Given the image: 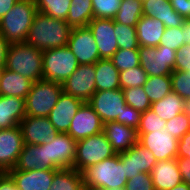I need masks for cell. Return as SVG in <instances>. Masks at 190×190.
Wrapping results in <instances>:
<instances>
[{
    "label": "cell",
    "mask_w": 190,
    "mask_h": 190,
    "mask_svg": "<svg viewBox=\"0 0 190 190\" xmlns=\"http://www.w3.org/2000/svg\"><path fill=\"white\" fill-rule=\"evenodd\" d=\"M71 29L72 27L66 21L37 12L25 43L41 51L65 47L69 41Z\"/></svg>",
    "instance_id": "cell-1"
},
{
    "label": "cell",
    "mask_w": 190,
    "mask_h": 190,
    "mask_svg": "<svg viewBox=\"0 0 190 190\" xmlns=\"http://www.w3.org/2000/svg\"><path fill=\"white\" fill-rule=\"evenodd\" d=\"M37 12L34 0H19L0 20V34L9 44L24 43Z\"/></svg>",
    "instance_id": "cell-2"
},
{
    "label": "cell",
    "mask_w": 190,
    "mask_h": 190,
    "mask_svg": "<svg viewBox=\"0 0 190 190\" xmlns=\"http://www.w3.org/2000/svg\"><path fill=\"white\" fill-rule=\"evenodd\" d=\"M43 51L27 43L10 44L7 51L5 68L33 82L43 79Z\"/></svg>",
    "instance_id": "cell-3"
},
{
    "label": "cell",
    "mask_w": 190,
    "mask_h": 190,
    "mask_svg": "<svg viewBox=\"0 0 190 190\" xmlns=\"http://www.w3.org/2000/svg\"><path fill=\"white\" fill-rule=\"evenodd\" d=\"M84 185L103 189L125 188L127 178L120 153L82 171Z\"/></svg>",
    "instance_id": "cell-4"
},
{
    "label": "cell",
    "mask_w": 190,
    "mask_h": 190,
    "mask_svg": "<svg viewBox=\"0 0 190 190\" xmlns=\"http://www.w3.org/2000/svg\"><path fill=\"white\" fill-rule=\"evenodd\" d=\"M62 92L61 83L44 79L34 82L25 99L26 115L47 117L57 104Z\"/></svg>",
    "instance_id": "cell-5"
},
{
    "label": "cell",
    "mask_w": 190,
    "mask_h": 190,
    "mask_svg": "<svg viewBox=\"0 0 190 190\" xmlns=\"http://www.w3.org/2000/svg\"><path fill=\"white\" fill-rule=\"evenodd\" d=\"M43 79L63 84L79 66L78 60L67 47L43 51Z\"/></svg>",
    "instance_id": "cell-6"
},
{
    "label": "cell",
    "mask_w": 190,
    "mask_h": 190,
    "mask_svg": "<svg viewBox=\"0 0 190 190\" xmlns=\"http://www.w3.org/2000/svg\"><path fill=\"white\" fill-rule=\"evenodd\" d=\"M116 155L104 132L77 141L73 168L82 172L87 167Z\"/></svg>",
    "instance_id": "cell-7"
},
{
    "label": "cell",
    "mask_w": 190,
    "mask_h": 190,
    "mask_svg": "<svg viewBox=\"0 0 190 190\" xmlns=\"http://www.w3.org/2000/svg\"><path fill=\"white\" fill-rule=\"evenodd\" d=\"M140 66L148 76H170L174 70L176 50L165 46H139Z\"/></svg>",
    "instance_id": "cell-8"
},
{
    "label": "cell",
    "mask_w": 190,
    "mask_h": 190,
    "mask_svg": "<svg viewBox=\"0 0 190 190\" xmlns=\"http://www.w3.org/2000/svg\"><path fill=\"white\" fill-rule=\"evenodd\" d=\"M105 124L108 121L122 123V113L127 105L121 88L96 91L87 101Z\"/></svg>",
    "instance_id": "cell-9"
},
{
    "label": "cell",
    "mask_w": 190,
    "mask_h": 190,
    "mask_svg": "<svg viewBox=\"0 0 190 190\" xmlns=\"http://www.w3.org/2000/svg\"><path fill=\"white\" fill-rule=\"evenodd\" d=\"M95 64H81L62 84L63 92L87 102L96 92Z\"/></svg>",
    "instance_id": "cell-10"
},
{
    "label": "cell",
    "mask_w": 190,
    "mask_h": 190,
    "mask_svg": "<svg viewBox=\"0 0 190 190\" xmlns=\"http://www.w3.org/2000/svg\"><path fill=\"white\" fill-rule=\"evenodd\" d=\"M67 47L81 64H95L100 58L92 31L88 26L72 28Z\"/></svg>",
    "instance_id": "cell-11"
},
{
    "label": "cell",
    "mask_w": 190,
    "mask_h": 190,
    "mask_svg": "<svg viewBox=\"0 0 190 190\" xmlns=\"http://www.w3.org/2000/svg\"><path fill=\"white\" fill-rule=\"evenodd\" d=\"M138 143L153 153L157 161L177 158L178 139L166 127L150 133H138Z\"/></svg>",
    "instance_id": "cell-12"
},
{
    "label": "cell",
    "mask_w": 190,
    "mask_h": 190,
    "mask_svg": "<svg viewBox=\"0 0 190 190\" xmlns=\"http://www.w3.org/2000/svg\"><path fill=\"white\" fill-rule=\"evenodd\" d=\"M47 162L57 169L73 168L76 158L77 141L68 133H58L51 143H44Z\"/></svg>",
    "instance_id": "cell-13"
},
{
    "label": "cell",
    "mask_w": 190,
    "mask_h": 190,
    "mask_svg": "<svg viewBox=\"0 0 190 190\" xmlns=\"http://www.w3.org/2000/svg\"><path fill=\"white\" fill-rule=\"evenodd\" d=\"M19 127L25 144L51 143L59 133L48 117L26 115L19 123Z\"/></svg>",
    "instance_id": "cell-14"
},
{
    "label": "cell",
    "mask_w": 190,
    "mask_h": 190,
    "mask_svg": "<svg viewBox=\"0 0 190 190\" xmlns=\"http://www.w3.org/2000/svg\"><path fill=\"white\" fill-rule=\"evenodd\" d=\"M104 123L92 107L84 102L71 120L68 134L76 141L103 132Z\"/></svg>",
    "instance_id": "cell-15"
},
{
    "label": "cell",
    "mask_w": 190,
    "mask_h": 190,
    "mask_svg": "<svg viewBox=\"0 0 190 190\" xmlns=\"http://www.w3.org/2000/svg\"><path fill=\"white\" fill-rule=\"evenodd\" d=\"M23 145L19 125L0 130V173L8 172L15 167Z\"/></svg>",
    "instance_id": "cell-16"
},
{
    "label": "cell",
    "mask_w": 190,
    "mask_h": 190,
    "mask_svg": "<svg viewBox=\"0 0 190 190\" xmlns=\"http://www.w3.org/2000/svg\"><path fill=\"white\" fill-rule=\"evenodd\" d=\"M120 160L127 180L134 178L141 172L150 174L153 166L157 163L153 153L140 143L130 147L126 152L120 153Z\"/></svg>",
    "instance_id": "cell-17"
},
{
    "label": "cell",
    "mask_w": 190,
    "mask_h": 190,
    "mask_svg": "<svg viewBox=\"0 0 190 190\" xmlns=\"http://www.w3.org/2000/svg\"><path fill=\"white\" fill-rule=\"evenodd\" d=\"M96 41L101 59H110L119 49L115 37L114 19L94 18L88 24Z\"/></svg>",
    "instance_id": "cell-18"
},
{
    "label": "cell",
    "mask_w": 190,
    "mask_h": 190,
    "mask_svg": "<svg viewBox=\"0 0 190 190\" xmlns=\"http://www.w3.org/2000/svg\"><path fill=\"white\" fill-rule=\"evenodd\" d=\"M83 103L81 99L62 92L47 117L59 133H68L71 120Z\"/></svg>",
    "instance_id": "cell-19"
},
{
    "label": "cell",
    "mask_w": 190,
    "mask_h": 190,
    "mask_svg": "<svg viewBox=\"0 0 190 190\" xmlns=\"http://www.w3.org/2000/svg\"><path fill=\"white\" fill-rule=\"evenodd\" d=\"M56 171L51 169L10 170L7 173L20 190H49Z\"/></svg>",
    "instance_id": "cell-20"
},
{
    "label": "cell",
    "mask_w": 190,
    "mask_h": 190,
    "mask_svg": "<svg viewBox=\"0 0 190 190\" xmlns=\"http://www.w3.org/2000/svg\"><path fill=\"white\" fill-rule=\"evenodd\" d=\"M103 132L116 154L126 152L138 143L137 129L122 123L108 121L104 124Z\"/></svg>",
    "instance_id": "cell-21"
},
{
    "label": "cell",
    "mask_w": 190,
    "mask_h": 190,
    "mask_svg": "<svg viewBox=\"0 0 190 190\" xmlns=\"http://www.w3.org/2000/svg\"><path fill=\"white\" fill-rule=\"evenodd\" d=\"M150 174L155 190H171L183 182L176 158L157 161Z\"/></svg>",
    "instance_id": "cell-22"
},
{
    "label": "cell",
    "mask_w": 190,
    "mask_h": 190,
    "mask_svg": "<svg viewBox=\"0 0 190 190\" xmlns=\"http://www.w3.org/2000/svg\"><path fill=\"white\" fill-rule=\"evenodd\" d=\"M58 170L51 162H47L46 147L41 145L25 144L19 154L17 163L12 170Z\"/></svg>",
    "instance_id": "cell-23"
},
{
    "label": "cell",
    "mask_w": 190,
    "mask_h": 190,
    "mask_svg": "<svg viewBox=\"0 0 190 190\" xmlns=\"http://www.w3.org/2000/svg\"><path fill=\"white\" fill-rule=\"evenodd\" d=\"M143 15L160 20L165 28L180 27L184 18L169 3V0H143Z\"/></svg>",
    "instance_id": "cell-24"
},
{
    "label": "cell",
    "mask_w": 190,
    "mask_h": 190,
    "mask_svg": "<svg viewBox=\"0 0 190 190\" xmlns=\"http://www.w3.org/2000/svg\"><path fill=\"white\" fill-rule=\"evenodd\" d=\"M25 116L24 98L0 95V130L18 126Z\"/></svg>",
    "instance_id": "cell-25"
},
{
    "label": "cell",
    "mask_w": 190,
    "mask_h": 190,
    "mask_svg": "<svg viewBox=\"0 0 190 190\" xmlns=\"http://www.w3.org/2000/svg\"><path fill=\"white\" fill-rule=\"evenodd\" d=\"M33 83L19 73L3 68L0 78V95L26 99Z\"/></svg>",
    "instance_id": "cell-26"
},
{
    "label": "cell",
    "mask_w": 190,
    "mask_h": 190,
    "mask_svg": "<svg viewBox=\"0 0 190 190\" xmlns=\"http://www.w3.org/2000/svg\"><path fill=\"white\" fill-rule=\"evenodd\" d=\"M164 31L165 25L162 21L143 15L136 25L139 46H159Z\"/></svg>",
    "instance_id": "cell-27"
},
{
    "label": "cell",
    "mask_w": 190,
    "mask_h": 190,
    "mask_svg": "<svg viewBox=\"0 0 190 190\" xmlns=\"http://www.w3.org/2000/svg\"><path fill=\"white\" fill-rule=\"evenodd\" d=\"M96 91L120 88V72L110 59H99L95 63Z\"/></svg>",
    "instance_id": "cell-28"
},
{
    "label": "cell",
    "mask_w": 190,
    "mask_h": 190,
    "mask_svg": "<svg viewBox=\"0 0 190 190\" xmlns=\"http://www.w3.org/2000/svg\"><path fill=\"white\" fill-rule=\"evenodd\" d=\"M185 100L177 93L171 91L163 99L151 104V110L156 113L162 120L169 121L183 113Z\"/></svg>",
    "instance_id": "cell-29"
},
{
    "label": "cell",
    "mask_w": 190,
    "mask_h": 190,
    "mask_svg": "<svg viewBox=\"0 0 190 190\" xmlns=\"http://www.w3.org/2000/svg\"><path fill=\"white\" fill-rule=\"evenodd\" d=\"M94 19L92 0H72L66 22L72 27L88 26Z\"/></svg>",
    "instance_id": "cell-30"
},
{
    "label": "cell",
    "mask_w": 190,
    "mask_h": 190,
    "mask_svg": "<svg viewBox=\"0 0 190 190\" xmlns=\"http://www.w3.org/2000/svg\"><path fill=\"white\" fill-rule=\"evenodd\" d=\"M83 187L82 172H78L74 168H64L55 172L49 190H82Z\"/></svg>",
    "instance_id": "cell-31"
},
{
    "label": "cell",
    "mask_w": 190,
    "mask_h": 190,
    "mask_svg": "<svg viewBox=\"0 0 190 190\" xmlns=\"http://www.w3.org/2000/svg\"><path fill=\"white\" fill-rule=\"evenodd\" d=\"M142 16V0H122L114 21L130 27H136Z\"/></svg>",
    "instance_id": "cell-32"
},
{
    "label": "cell",
    "mask_w": 190,
    "mask_h": 190,
    "mask_svg": "<svg viewBox=\"0 0 190 190\" xmlns=\"http://www.w3.org/2000/svg\"><path fill=\"white\" fill-rule=\"evenodd\" d=\"M143 88L151 103L157 102L172 91L171 76H148Z\"/></svg>",
    "instance_id": "cell-33"
},
{
    "label": "cell",
    "mask_w": 190,
    "mask_h": 190,
    "mask_svg": "<svg viewBox=\"0 0 190 190\" xmlns=\"http://www.w3.org/2000/svg\"><path fill=\"white\" fill-rule=\"evenodd\" d=\"M37 11L66 21L72 0H34Z\"/></svg>",
    "instance_id": "cell-34"
},
{
    "label": "cell",
    "mask_w": 190,
    "mask_h": 190,
    "mask_svg": "<svg viewBox=\"0 0 190 190\" xmlns=\"http://www.w3.org/2000/svg\"><path fill=\"white\" fill-rule=\"evenodd\" d=\"M110 60L119 72L140 66L139 48L118 49Z\"/></svg>",
    "instance_id": "cell-35"
},
{
    "label": "cell",
    "mask_w": 190,
    "mask_h": 190,
    "mask_svg": "<svg viewBox=\"0 0 190 190\" xmlns=\"http://www.w3.org/2000/svg\"><path fill=\"white\" fill-rule=\"evenodd\" d=\"M114 30L119 49L139 48L136 27H130L114 21Z\"/></svg>",
    "instance_id": "cell-36"
},
{
    "label": "cell",
    "mask_w": 190,
    "mask_h": 190,
    "mask_svg": "<svg viewBox=\"0 0 190 190\" xmlns=\"http://www.w3.org/2000/svg\"><path fill=\"white\" fill-rule=\"evenodd\" d=\"M126 104L134 109L145 112L151 108V101L146 95L143 86L122 89Z\"/></svg>",
    "instance_id": "cell-37"
},
{
    "label": "cell",
    "mask_w": 190,
    "mask_h": 190,
    "mask_svg": "<svg viewBox=\"0 0 190 190\" xmlns=\"http://www.w3.org/2000/svg\"><path fill=\"white\" fill-rule=\"evenodd\" d=\"M148 74L141 66L120 72V88L127 89L131 87L144 86L147 82Z\"/></svg>",
    "instance_id": "cell-38"
},
{
    "label": "cell",
    "mask_w": 190,
    "mask_h": 190,
    "mask_svg": "<svg viewBox=\"0 0 190 190\" xmlns=\"http://www.w3.org/2000/svg\"><path fill=\"white\" fill-rule=\"evenodd\" d=\"M122 0H92L94 18L114 19Z\"/></svg>",
    "instance_id": "cell-39"
},
{
    "label": "cell",
    "mask_w": 190,
    "mask_h": 190,
    "mask_svg": "<svg viewBox=\"0 0 190 190\" xmlns=\"http://www.w3.org/2000/svg\"><path fill=\"white\" fill-rule=\"evenodd\" d=\"M167 121L162 120L155 112L148 109L142 112L139 127L137 128L138 133H150L156 130H163L166 126Z\"/></svg>",
    "instance_id": "cell-40"
},
{
    "label": "cell",
    "mask_w": 190,
    "mask_h": 190,
    "mask_svg": "<svg viewBox=\"0 0 190 190\" xmlns=\"http://www.w3.org/2000/svg\"><path fill=\"white\" fill-rule=\"evenodd\" d=\"M171 76L172 91L184 100H190V73L187 71H173Z\"/></svg>",
    "instance_id": "cell-41"
},
{
    "label": "cell",
    "mask_w": 190,
    "mask_h": 190,
    "mask_svg": "<svg viewBox=\"0 0 190 190\" xmlns=\"http://www.w3.org/2000/svg\"><path fill=\"white\" fill-rule=\"evenodd\" d=\"M184 44L183 25L180 27L165 28L159 46L178 51Z\"/></svg>",
    "instance_id": "cell-42"
},
{
    "label": "cell",
    "mask_w": 190,
    "mask_h": 190,
    "mask_svg": "<svg viewBox=\"0 0 190 190\" xmlns=\"http://www.w3.org/2000/svg\"><path fill=\"white\" fill-rule=\"evenodd\" d=\"M166 129L178 140L190 131V117L186 113H180L173 119L167 121Z\"/></svg>",
    "instance_id": "cell-43"
},
{
    "label": "cell",
    "mask_w": 190,
    "mask_h": 190,
    "mask_svg": "<svg viewBox=\"0 0 190 190\" xmlns=\"http://www.w3.org/2000/svg\"><path fill=\"white\" fill-rule=\"evenodd\" d=\"M125 190H155L151 174L141 172L134 178L127 180Z\"/></svg>",
    "instance_id": "cell-44"
},
{
    "label": "cell",
    "mask_w": 190,
    "mask_h": 190,
    "mask_svg": "<svg viewBox=\"0 0 190 190\" xmlns=\"http://www.w3.org/2000/svg\"><path fill=\"white\" fill-rule=\"evenodd\" d=\"M187 71L190 73V45H183L176 51V59L173 71Z\"/></svg>",
    "instance_id": "cell-45"
},
{
    "label": "cell",
    "mask_w": 190,
    "mask_h": 190,
    "mask_svg": "<svg viewBox=\"0 0 190 190\" xmlns=\"http://www.w3.org/2000/svg\"><path fill=\"white\" fill-rule=\"evenodd\" d=\"M141 115L142 112L126 105L122 113V124L137 129L139 127Z\"/></svg>",
    "instance_id": "cell-46"
},
{
    "label": "cell",
    "mask_w": 190,
    "mask_h": 190,
    "mask_svg": "<svg viewBox=\"0 0 190 190\" xmlns=\"http://www.w3.org/2000/svg\"><path fill=\"white\" fill-rule=\"evenodd\" d=\"M190 158V131L178 140L177 158Z\"/></svg>",
    "instance_id": "cell-47"
},
{
    "label": "cell",
    "mask_w": 190,
    "mask_h": 190,
    "mask_svg": "<svg viewBox=\"0 0 190 190\" xmlns=\"http://www.w3.org/2000/svg\"><path fill=\"white\" fill-rule=\"evenodd\" d=\"M183 182L190 185V158H176Z\"/></svg>",
    "instance_id": "cell-48"
},
{
    "label": "cell",
    "mask_w": 190,
    "mask_h": 190,
    "mask_svg": "<svg viewBox=\"0 0 190 190\" xmlns=\"http://www.w3.org/2000/svg\"><path fill=\"white\" fill-rule=\"evenodd\" d=\"M171 7L184 19H188V0H169Z\"/></svg>",
    "instance_id": "cell-49"
},
{
    "label": "cell",
    "mask_w": 190,
    "mask_h": 190,
    "mask_svg": "<svg viewBox=\"0 0 190 190\" xmlns=\"http://www.w3.org/2000/svg\"><path fill=\"white\" fill-rule=\"evenodd\" d=\"M0 190H20L12 177L7 173H0Z\"/></svg>",
    "instance_id": "cell-50"
},
{
    "label": "cell",
    "mask_w": 190,
    "mask_h": 190,
    "mask_svg": "<svg viewBox=\"0 0 190 190\" xmlns=\"http://www.w3.org/2000/svg\"><path fill=\"white\" fill-rule=\"evenodd\" d=\"M7 40L0 34V68H5L7 51L9 47Z\"/></svg>",
    "instance_id": "cell-51"
},
{
    "label": "cell",
    "mask_w": 190,
    "mask_h": 190,
    "mask_svg": "<svg viewBox=\"0 0 190 190\" xmlns=\"http://www.w3.org/2000/svg\"><path fill=\"white\" fill-rule=\"evenodd\" d=\"M19 0H0V20Z\"/></svg>",
    "instance_id": "cell-52"
},
{
    "label": "cell",
    "mask_w": 190,
    "mask_h": 190,
    "mask_svg": "<svg viewBox=\"0 0 190 190\" xmlns=\"http://www.w3.org/2000/svg\"><path fill=\"white\" fill-rule=\"evenodd\" d=\"M183 32H184V44L190 45V19H185L183 22Z\"/></svg>",
    "instance_id": "cell-53"
},
{
    "label": "cell",
    "mask_w": 190,
    "mask_h": 190,
    "mask_svg": "<svg viewBox=\"0 0 190 190\" xmlns=\"http://www.w3.org/2000/svg\"><path fill=\"white\" fill-rule=\"evenodd\" d=\"M82 190H125V188L117 187V188H112V189H103V188H97L93 186L84 185Z\"/></svg>",
    "instance_id": "cell-54"
},
{
    "label": "cell",
    "mask_w": 190,
    "mask_h": 190,
    "mask_svg": "<svg viewBox=\"0 0 190 190\" xmlns=\"http://www.w3.org/2000/svg\"><path fill=\"white\" fill-rule=\"evenodd\" d=\"M171 190H190V185L185 182H181Z\"/></svg>",
    "instance_id": "cell-55"
},
{
    "label": "cell",
    "mask_w": 190,
    "mask_h": 190,
    "mask_svg": "<svg viewBox=\"0 0 190 190\" xmlns=\"http://www.w3.org/2000/svg\"><path fill=\"white\" fill-rule=\"evenodd\" d=\"M184 113L190 117V100H185Z\"/></svg>",
    "instance_id": "cell-56"
},
{
    "label": "cell",
    "mask_w": 190,
    "mask_h": 190,
    "mask_svg": "<svg viewBox=\"0 0 190 190\" xmlns=\"http://www.w3.org/2000/svg\"><path fill=\"white\" fill-rule=\"evenodd\" d=\"M188 19H190V0H188Z\"/></svg>",
    "instance_id": "cell-57"
},
{
    "label": "cell",
    "mask_w": 190,
    "mask_h": 190,
    "mask_svg": "<svg viewBox=\"0 0 190 190\" xmlns=\"http://www.w3.org/2000/svg\"><path fill=\"white\" fill-rule=\"evenodd\" d=\"M2 70H3V69H2V68H0V78H1Z\"/></svg>",
    "instance_id": "cell-58"
}]
</instances>
